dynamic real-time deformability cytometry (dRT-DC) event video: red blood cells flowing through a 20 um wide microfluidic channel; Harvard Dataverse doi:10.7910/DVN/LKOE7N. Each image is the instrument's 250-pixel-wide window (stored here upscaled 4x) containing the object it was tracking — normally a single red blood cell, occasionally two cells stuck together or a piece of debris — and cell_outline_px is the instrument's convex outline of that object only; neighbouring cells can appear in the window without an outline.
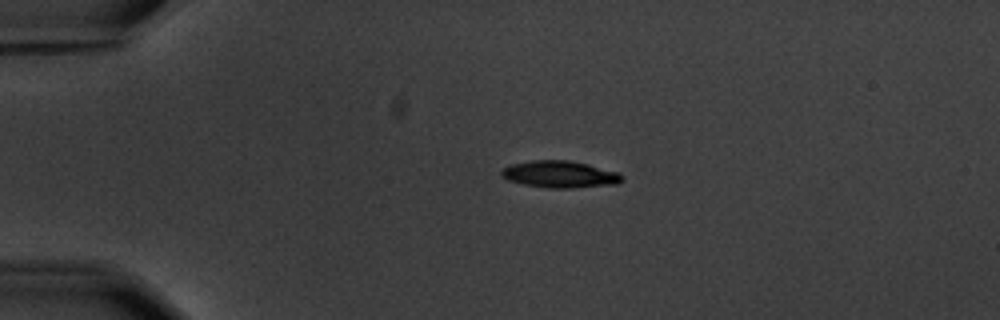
{"species": "common noctule bat (a hibernating species)", "species_latin": "Nyctalus noctula", "temperature_condition": "warm", "stored_images_in_passage": 4, "camera_frame_rate_fps": 3000, "um_per_image_px": 0.085, "animal": {"sex": "male", "body_mass_g": 20.1, "forearm_length_mm": 53.5}, "frame": {"image": 1, "passage_image": 3, "time_ms": 2.333, "image_size_px": [1000, 320], "cell_outline_px": [[624, 180], [616, 184], [572, 188], [548, 188], [524, 184], [508, 180], [500, 176], [500, 172], [504, 168], [512, 164], [532, 160], [568, 160], [588, 164], [620, 172], [624, 176]], "centroid_in_image_um": [47.63, 14.81], "position_along_channel_um": 37.4, "area_um2": 19.02}}